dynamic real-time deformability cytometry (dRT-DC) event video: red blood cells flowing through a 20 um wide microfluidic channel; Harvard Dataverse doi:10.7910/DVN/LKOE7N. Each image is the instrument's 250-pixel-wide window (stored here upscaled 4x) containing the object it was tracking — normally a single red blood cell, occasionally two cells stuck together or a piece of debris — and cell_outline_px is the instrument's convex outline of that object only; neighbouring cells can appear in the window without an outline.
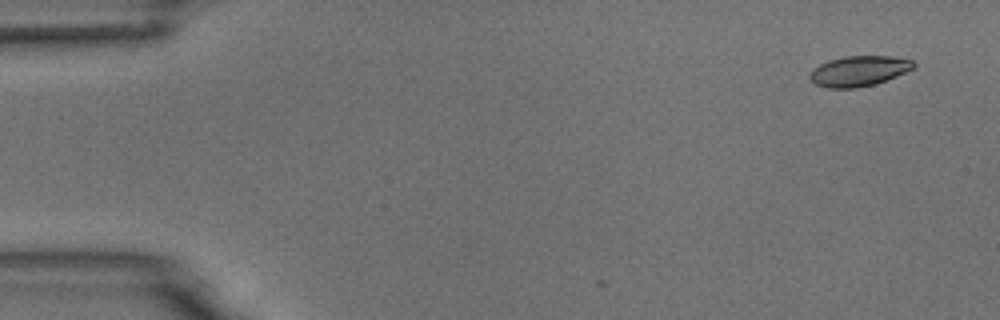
{"species": "common noctule bat (a hibernating species)", "species_latin": "Nyctalus noctula", "temperature_condition": "room temperature", "stored_images_in_passage": 6, "camera_frame_rate_fps": 3000, "um_per_image_px": 0.085, "animal": {"sex": "male", "body_mass_g": 18.8}, "frame": {"image": 1, "passage_image": 1, "time_ms": 0.0, "image_size_px": [1000, 320], "cell_outline_px": [[916, 64], [912, 68], [896, 76], [872, 84], [856, 88], [828, 88], [816, 84], [808, 80], [808, 76], [812, 68], [828, 60], [844, 56], [892, 56], [912, 60]], "centroid_in_image_um": [72.93, 6.03], "position_along_channel_um": 12.1, "area_um2": 18.26}}
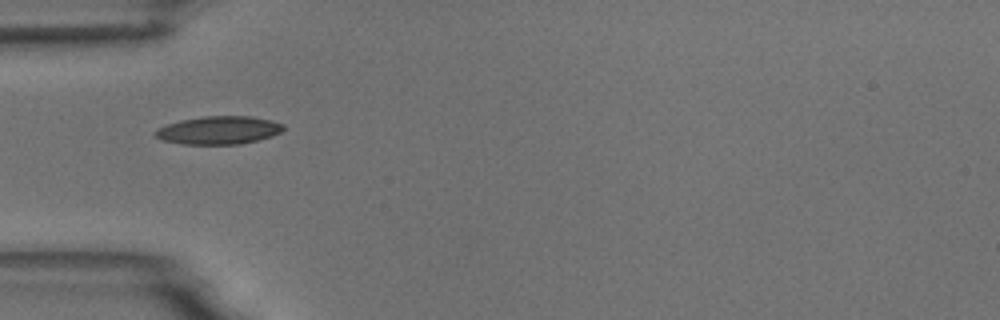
{"frame": {"image": 2, "passage_image": 5, "time_ms": 4.667, "image_size_px": [1000, 320], "cell_outline_px": [[284, 128], [280, 132], [272, 136], [240, 144], [184, 144], [160, 140], [152, 132], [156, 128], [180, 120], [204, 116], [252, 116], [284, 124]], "centroid_in_image_um": [18.55, 11.07], "position_along_channel_um": 66.5, "area_um2": 20.92}}